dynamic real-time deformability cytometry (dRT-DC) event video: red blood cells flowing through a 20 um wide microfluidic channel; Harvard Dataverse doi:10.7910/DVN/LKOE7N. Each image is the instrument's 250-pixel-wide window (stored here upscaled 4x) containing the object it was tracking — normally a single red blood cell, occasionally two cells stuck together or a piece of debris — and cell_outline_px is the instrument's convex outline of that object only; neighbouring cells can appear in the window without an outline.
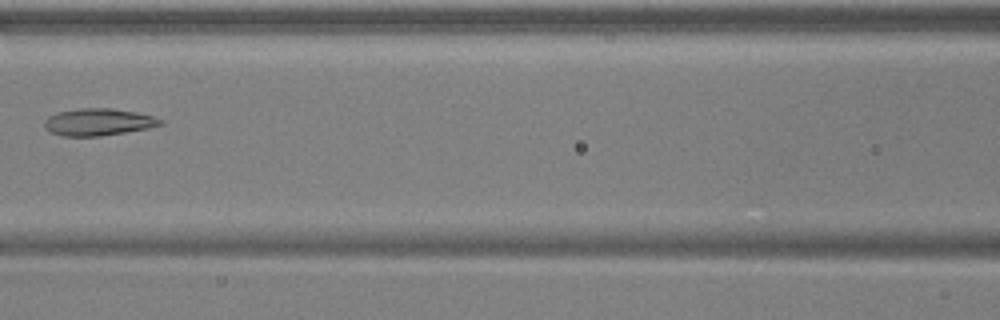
{"species": "common noctule bat (a hibernating species)", "species_latin": "Nyctalus noctula", "temperature_condition": "warm", "stored_images_in_passage": 7, "camera_frame_rate_fps": 3000, "um_per_image_px": 0.085, "animal": {"sex": "male", "body_mass_g": 17.9, "forearm_length_mm": 54.2}, "frame": {"image": 1, "passage_image": 7, "time_ms": 2.0, "image_size_px": [1000, 320], "cell_outline_px": [[164, 124], [148, 128], [100, 136], [64, 136], [52, 132], [44, 128], [44, 120], [48, 116], [56, 112], [80, 108], [112, 108], [136, 112], [152, 116], [164, 120]], "centroid_in_image_um": [8.35, 10.36], "position_along_channel_um": 158.3, "area_um2": 18.32}}